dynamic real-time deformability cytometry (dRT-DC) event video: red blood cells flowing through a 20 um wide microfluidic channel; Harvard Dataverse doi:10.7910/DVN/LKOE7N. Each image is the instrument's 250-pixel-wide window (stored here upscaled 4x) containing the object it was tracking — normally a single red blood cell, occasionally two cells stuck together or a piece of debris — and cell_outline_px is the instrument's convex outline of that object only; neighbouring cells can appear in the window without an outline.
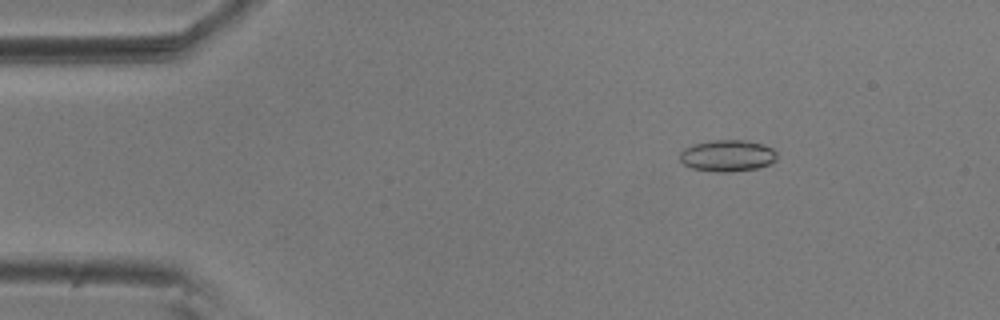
{"species": "common noctule bat (a hibernating species)", "species_latin": "Nyctalus noctula", "temperature_condition": "room temperature", "stored_images_in_passage": 30, "camera_frame_rate_fps": 3000, "um_per_image_px": 0.085, "animal": {"sex": "male", "body_mass_g": 20.5, "forearm_length_mm": 52.5}, "frame": {"image": 1, "passage_image": 8, "time_ms": 2.333, "image_size_px": [1000, 320], "cell_outline_px": [[776, 160], [768, 164], [756, 168], [732, 172], [716, 172], [692, 168], [684, 164], [680, 160], [680, 152], [684, 148], [692, 144], [716, 140], [744, 140], [760, 144], [772, 148], [776, 152]], "centroid_in_image_um": [61.8, 13.24], "position_along_channel_um": 23.2, "area_um2": 17.74}}
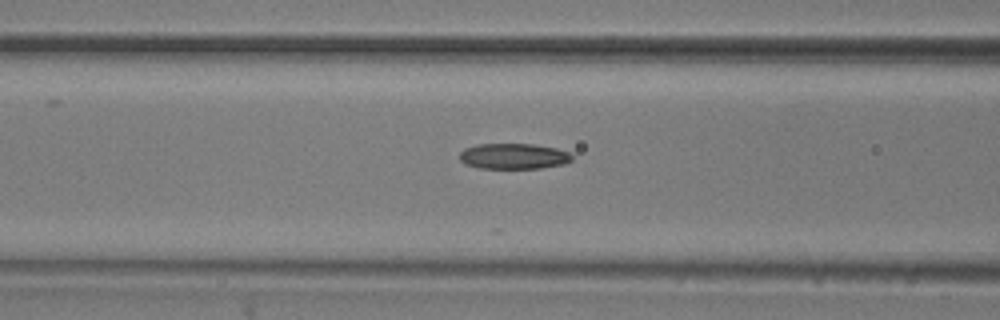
{"frame": {"image": 2, "passage_image": 22, "time_ms": 7.0, "image_size_px": [1000, 320], "cell_outline_px": [[572, 160], [564, 164], [540, 168], [480, 168], [464, 164], [460, 160], [460, 152], [464, 148], [476, 144], [532, 144], [556, 148], [572, 152]], "centroid_in_image_um": [43.66, 13.27], "position_along_channel_um": 122.9, "area_um2": 16.94}}
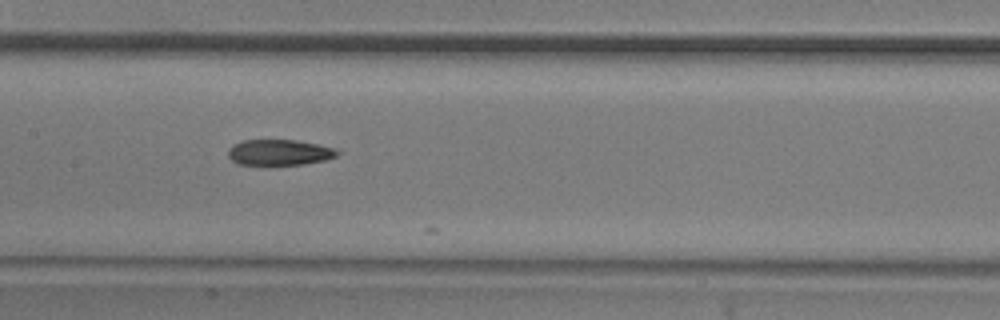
{"frame": {"image": 3, "passage_image": 27, "time_ms": 8.667, "image_size_px": [1000, 320], "cell_outline_px": [[340, 152], [336, 156], [324, 160], [304, 164], [236, 164], [228, 156], [228, 148], [232, 144], [244, 140], [296, 140], [336, 148]], "centroid_in_image_um": [23.72, 12.94], "position_along_channel_um": 183.7, "area_um2": 16.3}}